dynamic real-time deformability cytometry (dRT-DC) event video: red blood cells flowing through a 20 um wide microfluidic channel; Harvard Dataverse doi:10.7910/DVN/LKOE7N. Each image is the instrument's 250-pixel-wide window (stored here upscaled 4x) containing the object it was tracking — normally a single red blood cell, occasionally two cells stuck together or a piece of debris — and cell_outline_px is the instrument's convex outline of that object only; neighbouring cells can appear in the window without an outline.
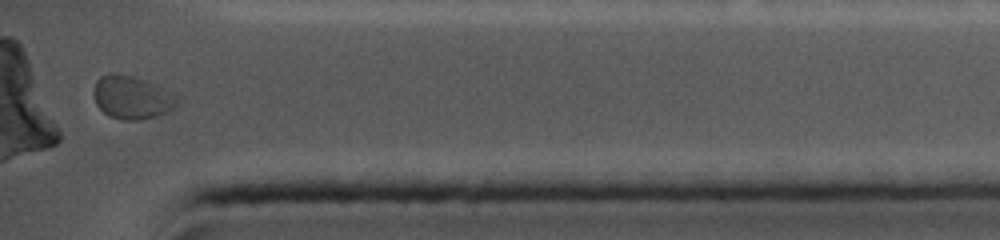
{"species": "common noctule bat (a hibernating species)", "species_latin": "Nyctalus noctula", "temperature_condition": "cold", "stored_images_in_passage": 22, "camera_frame_rate_fps": 5000, "um_per_image_px": 0.085, "animal": {"sex": "female", "body_mass_g": 19.0, "forearm_length_mm": 56.7}, "frame": {"image": 1, "passage_image": 22, "time_ms": 9.0, "image_size_px": [1000, 240], "cell_outline_px": [[180, 100], [168, 112], [156, 116], [140, 120], [124, 120], [108, 116], [96, 104], [92, 92], [96, 80], [100, 76], [132, 76], [144, 80], [164, 88], [172, 92]], "centroid_in_image_um": [11.22, 8.32], "position_along_channel_um": 424.0, "area_um2": 20.63}, "authors_computed_cell_mechanics": {"area_um2": 18.4671, "velocity_mm_per_s": 3.8556, "shape_relaxation_time_tau1_ms": 2.0224, "shape_relaxation_time_tau2_ms": null, "deformation_change_tau1": 0.0376, "deformation_change_tau2": null}}